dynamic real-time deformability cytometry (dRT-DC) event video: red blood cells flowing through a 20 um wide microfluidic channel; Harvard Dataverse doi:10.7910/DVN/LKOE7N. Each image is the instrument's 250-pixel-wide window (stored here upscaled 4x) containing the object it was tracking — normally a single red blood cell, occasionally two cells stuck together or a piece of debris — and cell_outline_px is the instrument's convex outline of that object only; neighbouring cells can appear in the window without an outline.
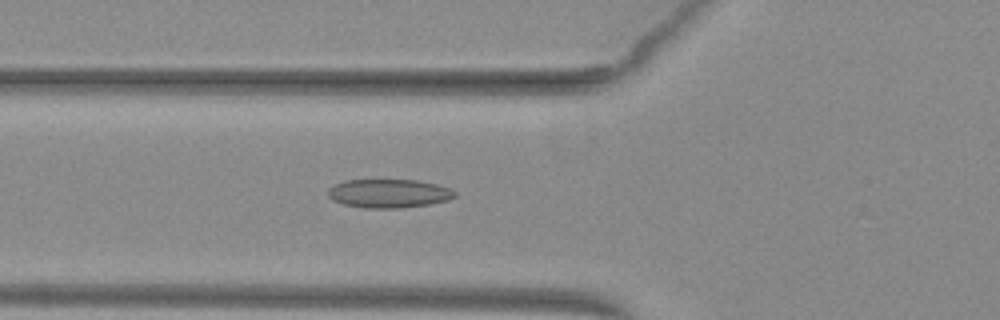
{"species": "common noctule bat (a hibernating species)", "species_latin": "Nyctalus noctula", "temperature_condition": "warm", "stored_images_in_passage": 52, "camera_frame_rate_fps": 3000, "um_per_image_px": 0.085, "animal": {"sex": "female", "body_mass_g": 29.2, "forearm_length_mm": 56.3}, "frame": {"image": 1, "passage_image": 20, "time_ms": 6.333, "image_size_px": [1000, 320], "cell_outline_px": [[456, 196], [448, 200], [428, 204], [400, 208], [364, 208], [344, 204], [332, 200], [328, 196], [328, 188], [344, 180], [416, 180], [436, 184], [452, 188], [456, 192]], "centroid_in_image_um": [33.05, 16.44], "position_along_channel_um": 92.7, "area_um2": 21.21}}
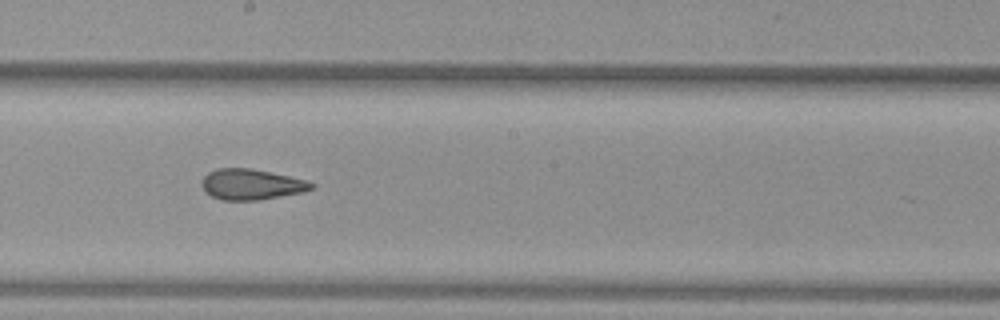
{"frame": {"image": 2, "passage_image": 30, "time_ms": 9.667, "image_size_px": [1000, 320], "cell_outline_px": [[316, 184], [312, 188], [304, 192], [260, 200], [220, 200], [212, 196], [200, 184], [200, 180], [208, 172], [216, 168], [252, 168], [288, 176], [304, 180]], "centroid_in_image_um": [21.34, 15.67], "position_along_channel_um": 226.9, "area_um2": 19.59}}
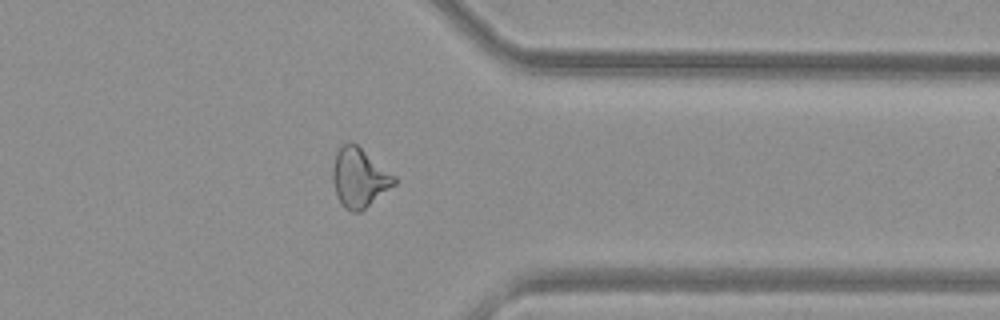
{"frame": {"image": 3, "passage_image": 42, "time_ms": 13.667, "image_size_px": [1000, 320], "cell_outline_px": [[396, 184], [360, 212], [352, 212], [344, 208], [340, 204], [332, 180], [332, 168], [336, 152], [340, 144], [352, 140], [396, 176]], "centroid_in_image_um": [30.52, 15.08], "position_along_channel_um": 380.9, "area_um2": 21.5}, "authors_computed_cell_mechanics": {"area_um2": 21.097, "velocity_mm_per_s": 4.0066, "shape_relaxation_time_tau1_ms": null, "shape_relaxation_time_tau2_ms": 2.3127, "deformation_change_tau1": null, "deformation_change_tau2": 0.1091}}